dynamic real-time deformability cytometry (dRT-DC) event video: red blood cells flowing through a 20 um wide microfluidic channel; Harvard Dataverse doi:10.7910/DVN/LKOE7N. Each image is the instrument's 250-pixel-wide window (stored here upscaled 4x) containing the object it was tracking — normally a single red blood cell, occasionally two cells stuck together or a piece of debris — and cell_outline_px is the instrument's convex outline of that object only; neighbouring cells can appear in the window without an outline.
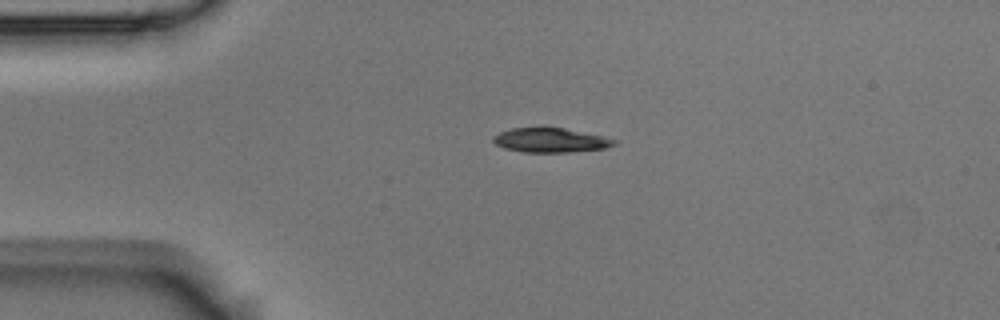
{"species": "Egyptian fruit bat (a non-hibernating species)", "species_latin": "Rousettus aegyptiacus", "temperature_condition": "room temperature", "stored_images_in_passage": 2, "camera_frame_rate_fps": 3000, "um_per_image_px": 0.085, "animal": {"sex": "male"}, "frame": {"image": 1, "passage_image": 1, "time_ms": 0.0, "image_size_px": [1000, 320], "cell_outline_px": [[620, 140], [616, 144], [604, 148], [568, 152], [524, 152], [504, 148], [496, 144], [492, 140], [492, 136], [500, 132], [512, 128], [564, 128]], "centroid_in_image_um": [46.79, 11.92], "position_along_channel_um": 38.2, "area_um2": 16.99}}